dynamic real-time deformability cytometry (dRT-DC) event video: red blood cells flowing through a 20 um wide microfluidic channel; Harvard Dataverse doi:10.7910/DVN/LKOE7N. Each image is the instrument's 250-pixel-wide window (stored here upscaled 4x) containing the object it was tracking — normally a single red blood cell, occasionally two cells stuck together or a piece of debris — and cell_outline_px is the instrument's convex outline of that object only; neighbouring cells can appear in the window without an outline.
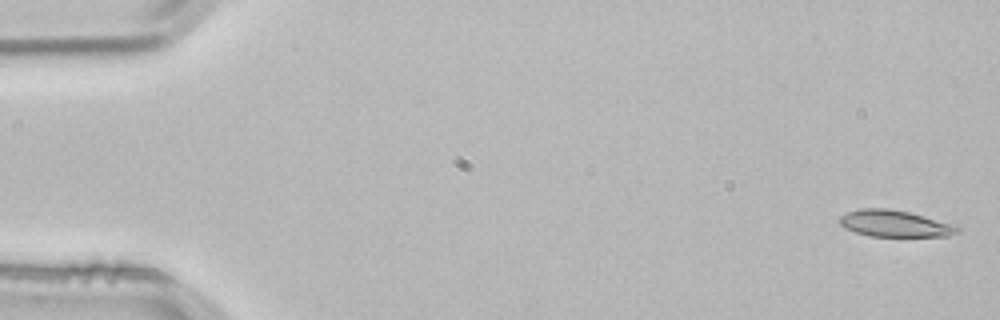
{"species": "common noctule bat (a hibernating species)", "species_latin": "Nyctalus noctula", "temperature_condition": "room temperature", "stored_images_in_passage": 4, "segment_of_instrument_passage": [2, 2], "camera_frame_rate_fps": 3000, "um_per_image_px": 0.085, "animal": {"sex": "male", "body_mass_g": 21.5, "forearm_length_mm": 52.0}, "frame": {"image": 1, "passage_image": 4, "time_ms": 1.0, "image_size_px": [1000, 320], "cell_outline_px": [[960, 232], [948, 236], [868, 236], [844, 228], [836, 220], [840, 216], [848, 212], [860, 208], [888, 208], [908, 212], [956, 224], [960, 228]], "centroid_in_image_um": [76.05, 19.0], "position_along_channel_um": 8.9, "area_um2": 18.44}}